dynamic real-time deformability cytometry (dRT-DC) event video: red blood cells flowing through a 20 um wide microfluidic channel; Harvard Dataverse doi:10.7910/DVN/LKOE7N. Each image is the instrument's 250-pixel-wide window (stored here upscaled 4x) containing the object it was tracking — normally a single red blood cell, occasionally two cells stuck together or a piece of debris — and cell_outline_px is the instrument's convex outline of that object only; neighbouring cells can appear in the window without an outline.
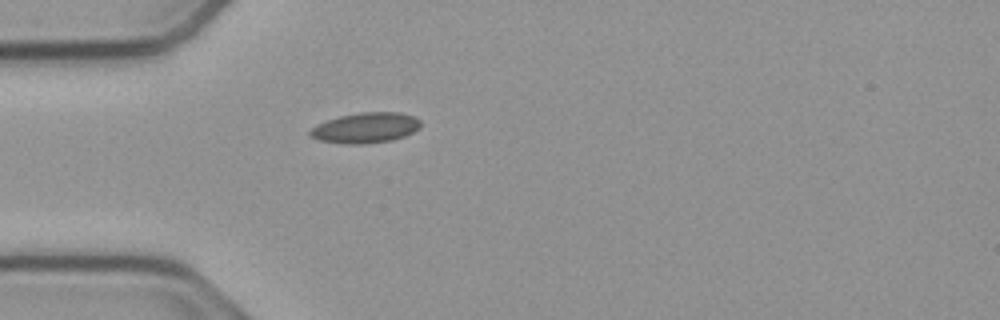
{"species": "common noctule bat (a hibernating species)", "species_latin": "Nyctalus noctula", "temperature_condition": "cold", "stored_images_in_passage": 40, "camera_frame_rate_fps": 3000, "um_per_image_px": 0.085, "animal": {"sex": "male", "body_mass_g": 23.1, "forearm_length_mm": 52.7}, "frame": {"image": 1, "passage_image": 1, "time_ms": 0.0, "image_size_px": [1000, 320], "cell_outline_px": [[420, 128], [404, 136], [392, 140], [364, 144], [344, 144], [320, 140], [312, 136], [308, 132], [316, 124], [340, 116], [360, 112], [400, 112], [416, 116], [420, 120]], "centroid_in_image_um": [31.1, 10.86], "position_along_channel_um": 53.9, "area_um2": 19.59}}
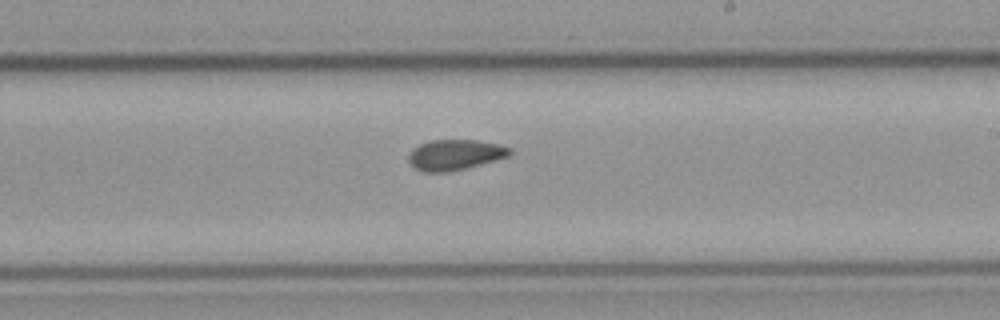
{"frame": {"image": 2, "passage_image": 17, "time_ms": 5.333, "image_size_px": [1000, 320], "cell_outline_px": [[512, 152], [508, 156], [496, 160], [448, 172], [424, 172], [416, 168], [408, 160], [408, 156], [412, 148], [420, 144], [432, 140], [476, 140], [496, 144], [512, 148]], "centroid_in_image_um": [38.66, 13.15], "position_along_channel_um": 250.3, "area_um2": 17.8}}
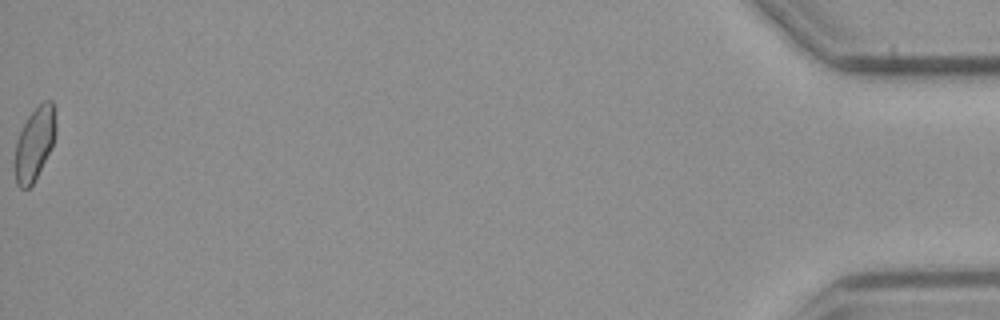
{"frame": {"image": 3, "passage_image": 40, "time_ms": 13.0, "image_size_px": [1000, 320], "cell_outline_px": [[56, 132], [52, 144], [32, 184], [28, 188], [20, 188], [16, 184], [16, 140], [28, 116], [44, 100], [52, 100], [56, 128]], "centroid_in_image_um": [2.94, 12.17], "position_along_channel_um": 432.3, "area_um2": 16.65}, "authors_computed_cell_mechanics": {"area_um2": 17.918, "velocity_mm_per_s": 3.796, "shape_relaxation_time_tau1_ms": null, "shape_relaxation_time_tau2_ms": 3.9369, "deformation_change_tau1": null, "deformation_change_tau2": 0.0947}}